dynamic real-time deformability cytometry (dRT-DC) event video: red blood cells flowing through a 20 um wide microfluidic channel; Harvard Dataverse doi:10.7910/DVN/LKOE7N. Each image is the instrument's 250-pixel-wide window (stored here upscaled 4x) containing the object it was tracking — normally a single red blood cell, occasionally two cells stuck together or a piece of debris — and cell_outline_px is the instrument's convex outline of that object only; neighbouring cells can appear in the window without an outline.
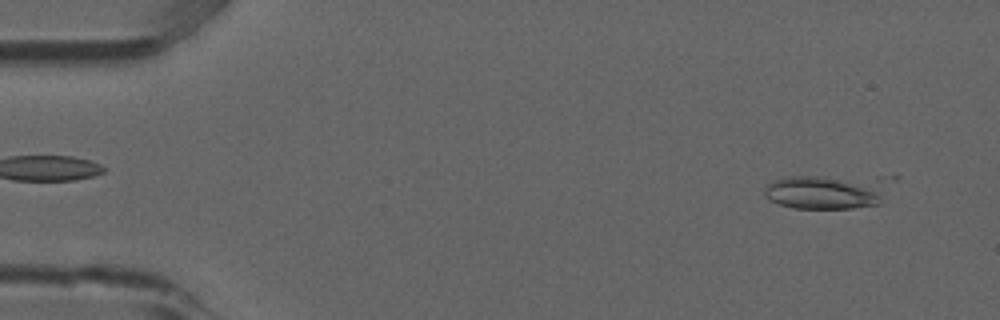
{"species": "common noctule bat (a hibernating species)", "species_latin": "Nyctalus noctula", "temperature_condition": "room temperature", "stored_images_in_passage": 4, "camera_frame_rate_fps": 3000, "um_per_image_px": 0.085, "animal": {"sex": "male", "forearm_length_mm": 52.5}, "frame": {"image": 1, "passage_image": 4, "time_ms": 1.0, "image_size_px": [1000, 320], "cell_outline_px": [[884, 200], [880, 204], [852, 208], [792, 208], [768, 200], [764, 196], [764, 192], [768, 184], [776, 180], [788, 176], [884, 176]], "centroid_in_image_um": [70.27, 16.29], "position_along_channel_um": 14.7, "area_um2": 25.32}}